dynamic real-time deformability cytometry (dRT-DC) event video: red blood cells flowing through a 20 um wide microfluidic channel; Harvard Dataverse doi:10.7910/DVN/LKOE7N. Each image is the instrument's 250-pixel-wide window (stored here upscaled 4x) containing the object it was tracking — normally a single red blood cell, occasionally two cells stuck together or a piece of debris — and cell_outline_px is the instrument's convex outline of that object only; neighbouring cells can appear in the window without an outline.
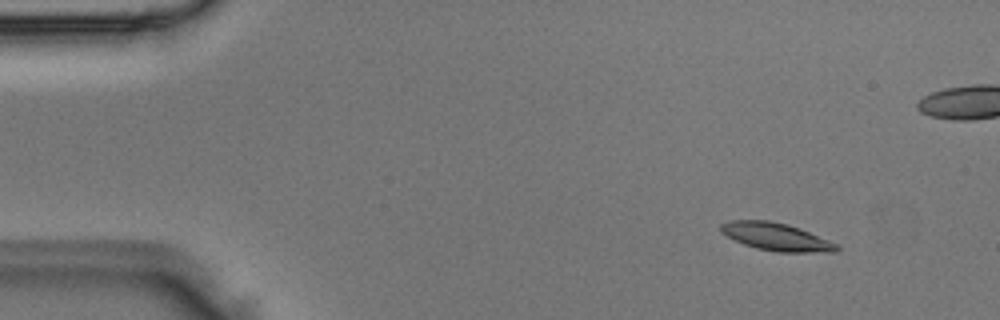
{"species": "Egyptian fruit bat (a non-hibernating species)", "species_latin": "Rousettus aegyptiacus", "temperature_condition": "room temperature", "stored_images_in_passage": 4, "camera_frame_rate_fps": 3000, "um_per_image_px": 0.085, "animal": {"sex": "male"}, "frame": {"image": 1, "passage_image": 2, "time_ms": 0.333, "image_size_px": [1000, 320], "cell_outline_px": [[840, 248], [836, 252], [776, 252], [756, 248], [744, 244], [720, 232], [720, 224], [728, 220], [768, 220], [788, 224], [828, 240], [836, 244]], "centroid_in_image_um": [65.94, 20.12], "position_along_channel_um": 19.1, "area_um2": 18.55}}